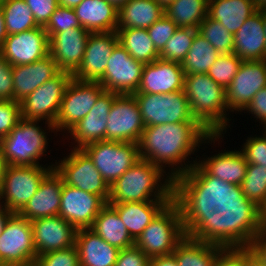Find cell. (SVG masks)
Masks as SVG:
<instances>
[{
	"label": "cell",
	"mask_w": 266,
	"mask_h": 266,
	"mask_svg": "<svg viewBox=\"0 0 266 266\" xmlns=\"http://www.w3.org/2000/svg\"><path fill=\"white\" fill-rule=\"evenodd\" d=\"M222 137L224 134H210L198 122L146 126L138 142L139 156L140 159L150 161L163 170L165 167H172L167 173L175 179L197 163L196 159L192 163L185 161L199 150L200 144H212L218 141L217 139H223Z\"/></svg>",
	"instance_id": "1"
},
{
	"label": "cell",
	"mask_w": 266,
	"mask_h": 266,
	"mask_svg": "<svg viewBox=\"0 0 266 266\" xmlns=\"http://www.w3.org/2000/svg\"><path fill=\"white\" fill-rule=\"evenodd\" d=\"M173 200L182 216H209L215 209L260 208L247 199L241 185L209 175L198 163L174 179Z\"/></svg>",
	"instance_id": "2"
},
{
	"label": "cell",
	"mask_w": 266,
	"mask_h": 266,
	"mask_svg": "<svg viewBox=\"0 0 266 266\" xmlns=\"http://www.w3.org/2000/svg\"><path fill=\"white\" fill-rule=\"evenodd\" d=\"M186 236L206 243L229 247H250L265 226L261 208H234L209 216H182Z\"/></svg>",
	"instance_id": "3"
},
{
	"label": "cell",
	"mask_w": 266,
	"mask_h": 266,
	"mask_svg": "<svg viewBox=\"0 0 266 266\" xmlns=\"http://www.w3.org/2000/svg\"><path fill=\"white\" fill-rule=\"evenodd\" d=\"M173 190L174 179L166 170L140 159L110 186L108 204L172 201Z\"/></svg>",
	"instance_id": "4"
},
{
	"label": "cell",
	"mask_w": 266,
	"mask_h": 266,
	"mask_svg": "<svg viewBox=\"0 0 266 266\" xmlns=\"http://www.w3.org/2000/svg\"><path fill=\"white\" fill-rule=\"evenodd\" d=\"M183 90L193 118L210 134H225L231 120L226 89L206 73L185 75Z\"/></svg>",
	"instance_id": "5"
},
{
	"label": "cell",
	"mask_w": 266,
	"mask_h": 266,
	"mask_svg": "<svg viewBox=\"0 0 266 266\" xmlns=\"http://www.w3.org/2000/svg\"><path fill=\"white\" fill-rule=\"evenodd\" d=\"M186 237L179 205L168 203L134 241L149 258L169 255Z\"/></svg>",
	"instance_id": "6"
},
{
	"label": "cell",
	"mask_w": 266,
	"mask_h": 266,
	"mask_svg": "<svg viewBox=\"0 0 266 266\" xmlns=\"http://www.w3.org/2000/svg\"><path fill=\"white\" fill-rule=\"evenodd\" d=\"M39 122L21 118L9 134L0 139L6 165H40L39 159L47 152L49 138L39 126Z\"/></svg>",
	"instance_id": "7"
},
{
	"label": "cell",
	"mask_w": 266,
	"mask_h": 266,
	"mask_svg": "<svg viewBox=\"0 0 266 266\" xmlns=\"http://www.w3.org/2000/svg\"><path fill=\"white\" fill-rule=\"evenodd\" d=\"M72 74L60 71L55 77L36 88L21 102V117L28 120H46L48 130L55 131L62 98Z\"/></svg>",
	"instance_id": "8"
},
{
	"label": "cell",
	"mask_w": 266,
	"mask_h": 266,
	"mask_svg": "<svg viewBox=\"0 0 266 266\" xmlns=\"http://www.w3.org/2000/svg\"><path fill=\"white\" fill-rule=\"evenodd\" d=\"M146 126L166 123L197 122L191 115L184 90L167 94L134 93Z\"/></svg>",
	"instance_id": "9"
},
{
	"label": "cell",
	"mask_w": 266,
	"mask_h": 266,
	"mask_svg": "<svg viewBox=\"0 0 266 266\" xmlns=\"http://www.w3.org/2000/svg\"><path fill=\"white\" fill-rule=\"evenodd\" d=\"M82 150L109 186L140 160L138 144L133 142L102 140L88 144Z\"/></svg>",
	"instance_id": "10"
},
{
	"label": "cell",
	"mask_w": 266,
	"mask_h": 266,
	"mask_svg": "<svg viewBox=\"0 0 266 266\" xmlns=\"http://www.w3.org/2000/svg\"><path fill=\"white\" fill-rule=\"evenodd\" d=\"M54 168V164L47 166H11L6 165L1 193L6 209L12 213H19L36 193L44 177Z\"/></svg>",
	"instance_id": "11"
},
{
	"label": "cell",
	"mask_w": 266,
	"mask_h": 266,
	"mask_svg": "<svg viewBox=\"0 0 266 266\" xmlns=\"http://www.w3.org/2000/svg\"><path fill=\"white\" fill-rule=\"evenodd\" d=\"M58 162H55L54 169L64 184L98 195L108 203L110 186L82 149L72 148L69 155Z\"/></svg>",
	"instance_id": "12"
},
{
	"label": "cell",
	"mask_w": 266,
	"mask_h": 266,
	"mask_svg": "<svg viewBox=\"0 0 266 266\" xmlns=\"http://www.w3.org/2000/svg\"><path fill=\"white\" fill-rule=\"evenodd\" d=\"M36 257L31 221L14 213L0 236V266H31Z\"/></svg>",
	"instance_id": "13"
},
{
	"label": "cell",
	"mask_w": 266,
	"mask_h": 266,
	"mask_svg": "<svg viewBox=\"0 0 266 266\" xmlns=\"http://www.w3.org/2000/svg\"><path fill=\"white\" fill-rule=\"evenodd\" d=\"M104 91L98 81H81L72 78L66 87L54 124L56 132L63 130L66 132L74 127L90 112Z\"/></svg>",
	"instance_id": "14"
},
{
	"label": "cell",
	"mask_w": 266,
	"mask_h": 266,
	"mask_svg": "<svg viewBox=\"0 0 266 266\" xmlns=\"http://www.w3.org/2000/svg\"><path fill=\"white\" fill-rule=\"evenodd\" d=\"M144 128L135 97L118 94L109 111L106 140L138 144Z\"/></svg>",
	"instance_id": "15"
},
{
	"label": "cell",
	"mask_w": 266,
	"mask_h": 266,
	"mask_svg": "<svg viewBox=\"0 0 266 266\" xmlns=\"http://www.w3.org/2000/svg\"><path fill=\"white\" fill-rule=\"evenodd\" d=\"M144 65L131 57L118 43L111 53L104 75L98 82L106 91L132 95L137 92Z\"/></svg>",
	"instance_id": "16"
},
{
	"label": "cell",
	"mask_w": 266,
	"mask_h": 266,
	"mask_svg": "<svg viewBox=\"0 0 266 266\" xmlns=\"http://www.w3.org/2000/svg\"><path fill=\"white\" fill-rule=\"evenodd\" d=\"M266 87V60L242 61L231 84L226 89L229 111L242 112L254 95Z\"/></svg>",
	"instance_id": "17"
},
{
	"label": "cell",
	"mask_w": 266,
	"mask_h": 266,
	"mask_svg": "<svg viewBox=\"0 0 266 266\" xmlns=\"http://www.w3.org/2000/svg\"><path fill=\"white\" fill-rule=\"evenodd\" d=\"M107 203L98 195L63 183L59 216L76 230L91 228L96 216Z\"/></svg>",
	"instance_id": "18"
},
{
	"label": "cell",
	"mask_w": 266,
	"mask_h": 266,
	"mask_svg": "<svg viewBox=\"0 0 266 266\" xmlns=\"http://www.w3.org/2000/svg\"><path fill=\"white\" fill-rule=\"evenodd\" d=\"M12 66L31 64L49 55V37L44 27L9 34L0 51Z\"/></svg>",
	"instance_id": "19"
},
{
	"label": "cell",
	"mask_w": 266,
	"mask_h": 266,
	"mask_svg": "<svg viewBox=\"0 0 266 266\" xmlns=\"http://www.w3.org/2000/svg\"><path fill=\"white\" fill-rule=\"evenodd\" d=\"M118 43L116 32H90L82 63L73 78L98 81L104 75L111 53Z\"/></svg>",
	"instance_id": "20"
},
{
	"label": "cell",
	"mask_w": 266,
	"mask_h": 266,
	"mask_svg": "<svg viewBox=\"0 0 266 266\" xmlns=\"http://www.w3.org/2000/svg\"><path fill=\"white\" fill-rule=\"evenodd\" d=\"M90 32L82 26L49 37V55L60 71L74 74L80 67Z\"/></svg>",
	"instance_id": "21"
},
{
	"label": "cell",
	"mask_w": 266,
	"mask_h": 266,
	"mask_svg": "<svg viewBox=\"0 0 266 266\" xmlns=\"http://www.w3.org/2000/svg\"><path fill=\"white\" fill-rule=\"evenodd\" d=\"M31 227L37 256L75 245L77 230L59 215L32 220Z\"/></svg>",
	"instance_id": "22"
},
{
	"label": "cell",
	"mask_w": 266,
	"mask_h": 266,
	"mask_svg": "<svg viewBox=\"0 0 266 266\" xmlns=\"http://www.w3.org/2000/svg\"><path fill=\"white\" fill-rule=\"evenodd\" d=\"M118 94L104 91L97 99L90 112L80 120L68 133L74 139V149H82L84 146L106 140V126L110 108Z\"/></svg>",
	"instance_id": "23"
},
{
	"label": "cell",
	"mask_w": 266,
	"mask_h": 266,
	"mask_svg": "<svg viewBox=\"0 0 266 266\" xmlns=\"http://www.w3.org/2000/svg\"><path fill=\"white\" fill-rule=\"evenodd\" d=\"M185 72L177 62L156 59L145 64L136 93L167 94L184 89Z\"/></svg>",
	"instance_id": "24"
},
{
	"label": "cell",
	"mask_w": 266,
	"mask_h": 266,
	"mask_svg": "<svg viewBox=\"0 0 266 266\" xmlns=\"http://www.w3.org/2000/svg\"><path fill=\"white\" fill-rule=\"evenodd\" d=\"M63 179L53 168L41 181L36 193L18 213L28 221L57 216L61 204Z\"/></svg>",
	"instance_id": "25"
},
{
	"label": "cell",
	"mask_w": 266,
	"mask_h": 266,
	"mask_svg": "<svg viewBox=\"0 0 266 266\" xmlns=\"http://www.w3.org/2000/svg\"><path fill=\"white\" fill-rule=\"evenodd\" d=\"M59 72L57 63L50 55L31 64L12 66L13 100L21 102Z\"/></svg>",
	"instance_id": "26"
},
{
	"label": "cell",
	"mask_w": 266,
	"mask_h": 266,
	"mask_svg": "<svg viewBox=\"0 0 266 266\" xmlns=\"http://www.w3.org/2000/svg\"><path fill=\"white\" fill-rule=\"evenodd\" d=\"M233 53L243 61L266 60L264 11L253 13L235 33Z\"/></svg>",
	"instance_id": "27"
},
{
	"label": "cell",
	"mask_w": 266,
	"mask_h": 266,
	"mask_svg": "<svg viewBox=\"0 0 266 266\" xmlns=\"http://www.w3.org/2000/svg\"><path fill=\"white\" fill-rule=\"evenodd\" d=\"M75 245L80 266H115L120 252L90 228L76 231Z\"/></svg>",
	"instance_id": "28"
},
{
	"label": "cell",
	"mask_w": 266,
	"mask_h": 266,
	"mask_svg": "<svg viewBox=\"0 0 266 266\" xmlns=\"http://www.w3.org/2000/svg\"><path fill=\"white\" fill-rule=\"evenodd\" d=\"M80 25L89 32H116L118 9L106 0H83L74 8Z\"/></svg>",
	"instance_id": "29"
},
{
	"label": "cell",
	"mask_w": 266,
	"mask_h": 266,
	"mask_svg": "<svg viewBox=\"0 0 266 266\" xmlns=\"http://www.w3.org/2000/svg\"><path fill=\"white\" fill-rule=\"evenodd\" d=\"M171 201H144L109 204L119 215L135 241L154 217Z\"/></svg>",
	"instance_id": "30"
},
{
	"label": "cell",
	"mask_w": 266,
	"mask_h": 266,
	"mask_svg": "<svg viewBox=\"0 0 266 266\" xmlns=\"http://www.w3.org/2000/svg\"><path fill=\"white\" fill-rule=\"evenodd\" d=\"M221 151L197 163L211 176L230 184L241 185L245 178L248 163L241 151ZM223 152V153H222Z\"/></svg>",
	"instance_id": "31"
},
{
	"label": "cell",
	"mask_w": 266,
	"mask_h": 266,
	"mask_svg": "<svg viewBox=\"0 0 266 266\" xmlns=\"http://www.w3.org/2000/svg\"><path fill=\"white\" fill-rule=\"evenodd\" d=\"M256 11L253 0H209L207 16L235 35Z\"/></svg>",
	"instance_id": "32"
},
{
	"label": "cell",
	"mask_w": 266,
	"mask_h": 266,
	"mask_svg": "<svg viewBox=\"0 0 266 266\" xmlns=\"http://www.w3.org/2000/svg\"><path fill=\"white\" fill-rule=\"evenodd\" d=\"M164 13L155 0H130L118 9L117 29H148Z\"/></svg>",
	"instance_id": "33"
},
{
	"label": "cell",
	"mask_w": 266,
	"mask_h": 266,
	"mask_svg": "<svg viewBox=\"0 0 266 266\" xmlns=\"http://www.w3.org/2000/svg\"><path fill=\"white\" fill-rule=\"evenodd\" d=\"M90 229L120 250L134 246V240L123 221L108 203L100 210Z\"/></svg>",
	"instance_id": "34"
},
{
	"label": "cell",
	"mask_w": 266,
	"mask_h": 266,
	"mask_svg": "<svg viewBox=\"0 0 266 266\" xmlns=\"http://www.w3.org/2000/svg\"><path fill=\"white\" fill-rule=\"evenodd\" d=\"M224 247L197 241L186 236L173 251L178 266H214L218 253Z\"/></svg>",
	"instance_id": "35"
},
{
	"label": "cell",
	"mask_w": 266,
	"mask_h": 266,
	"mask_svg": "<svg viewBox=\"0 0 266 266\" xmlns=\"http://www.w3.org/2000/svg\"><path fill=\"white\" fill-rule=\"evenodd\" d=\"M119 44L135 60L144 64L159 59V52L156 50L153 41L149 37L147 29L127 28L116 30Z\"/></svg>",
	"instance_id": "36"
},
{
	"label": "cell",
	"mask_w": 266,
	"mask_h": 266,
	"mask_svg": "<svg viewBox=\"0 0 266 266\" xmlns=\"http://www.w3.org/2000/svg\"><path fill=\"white\" fill-rule=\"evenodd\" d=\"M209 0H176L165 9V15L177 27L198 29L207 17Z\"/></svg>",
	"instance_id": "37"
},
{
	"label": "cell",
	"mask_w": 266,
	"mask_h": 266,
	"mask_svg": "<svg viewBox=\"0 0 266 266\" xmlns=\"http://www.w3.org/2000/svg\"><path fill=\"white\" fill-rule=\"evenodd\" d=\"M220 53L196 33L184 61L181 63L185 75L206 74L215 63Z\"/></svg>",
	"instance_id": "38"
},
{
	"label": "cell",
	"mask_w": 266,
	"mask_h": 266,
	"mask_svg": "<svg viewBox=\"0 0 266 266\" xmlns=\"http://www.w3.org/2000/svg\"><path fill=\"white\" fill-rule=\"evenodd\" d=\"M0 6L8 35L39 27L25 0H6Z\"/></svg>",
	"instance_id": "39"
},
{
	"label": "cell",
	"mask_w": 266,
	"mask_h": 266,
	"mask_svg": "<svg viewBox=\"0 0 266 266\" xmlns=\"http://www.w3.org/2000/svg\"><path fill=\"white\" fill-rule=\"evenodd\" d=\"M198 33L203 36L220 54L233 53L234 35L208 16L200 23Z\"/></svg>",
	"instance_id": "40"
},
{
	"label": "cell",
	"mask_w": 266,
	"mask_h": 266,
	"mask_svg": "<svg viewBox=\"0 0 266 266\" xmlns=\"http://www.w3.org/2000/svg\"><path fill=\"white\" fill-rule=\"evenodd\" d=\"M241 188L247 199L262 208L266 202V167L248 164Z\"/></svg>",
	"instance_id": "41"
},
{
	"label": "cell",
	"mask_w": 266,
	"mask_h": 266,
	"mask_svg": "<svg viewBox=\"0 0 266 266\" xmlns=\"http://www.w3.org/2000/svg\"><path fill=\"white\" fill-rule=\"evenodd\" d=\"M198 29L178 27L173 36L166 42L164 49L159 53L160 59L182 63L189 51Z\"/></svg>",
	"instance_id": "42"
},
{
	"label": "cell",
	"mask_w": 266,
	"mask_h": 266,
	"mask_svg": "<svg viewBox=\"0 0 266 266\" xmlns=\"http://www.w3.org/2000/svg\"><path fill=\"white\" fill-rule=\"evenodd\" d=\"M242 59L234 53L220 54L207 74L223 88L231 84L242 64Z\"/></svg>",
	"instance_id": "43"
},
{
	"label": "cell",
	"mask_w": 266,
	"mask_h": 266,
	"mask_svg": "<svg viewBox=\"0 0 266 266\" xmlns=\"http://www.w3.org/2000/svg\"><path fill=\"white\" fill-rule=\"evenodd\" d=\"M81 25L76 17L73 8L58 6L55 12L51 15L50 20L44 27L48 37L54 33L68 31L72 28H80Z\"/></svg>",
	"instance_id": "44"
},
{
	"label": "cell",
	"mask_w": 266,
	"mask_h": 266,
	"mask_svg": "<svg viewBox=\"0 0 266 266\" xmlns=\"http://www.w3.org/2000/svg\"><path fill=\"white\" fill-rule=\"evenodd\" d=\"M33 266H80L76 245L63 250H55L35 258Z\"/></svg>",
	"instance_id": "45"
},
{
	"label": "cell",
	"mask_w": 266,
	"mask_h": 266,
	"mask_svg": "<svg viewBox=\"0 0 266 266\" xmlns=\"http://www.w3.org/2000/svg\"><path fill=\"white\" fill-rule=\"evenodd\" d=\"M177 28L176 24L164 15L147 29L149 37L159 53L164 49L166 42L173 36Z\"/></svg>",
	"instance_id": "46"
},
{
	"label": "cell",
	"mask_w": 266,
	"mask_h": 266,
	"mask_svg": "<svg viewBox=\"0 0 266 266\" xmlns=\"http://www.w3.org/2000/svg\"><path fill=\"white\" fill-rule=\"evenodd\" d=\"M240 151L248 164L266 167V132L259 137H248Z\"/></svg>",
	"instance_id": "47"
},
{
	"label": "cell",
	"mask_w": 266,
	"mask_h": 266,
	"mask_svg": "<svg viewBox=\"0 0 266 266\" xmlns=\"http://www.w3.org/2000/svg\"><path fill=\"white\" fill-rule=\"evenodd\" d=\"M21 118L20 102L0 100V139L7 136Z\"/></svg>",
	"instance_id": "48"
},
{
	"label": "cell",
	"mask_w": 266,
	"mask_h": 266,
	"mask_svg": "<svg viewBox=\"0 0 266 266\" xmlns=\"http://www.w3.org/2000/svg\"><path fill=\"white\" fill-rule=\"evenodd\" d=\"M214 266H248V247L223 248L218 253Z\"/></svg>",
	"instance_id": "49"
},
{
	"label": "cell",
	"mask_w": 266,
	"mask_h": 266,
	"mask_svg": "<svg viewBox=\"0 0 266 266\" xmlns=\"http://www.w3.org/2000/svg\"><path fill=\"white\" fill-rule=\"evenodd\" d=\"M33 17L40 27H45L51 15L59 6L58 0H25Z\"/></svg>",
	"instance_id": "50"
},
{
	"label": "cell",
	"mask_w": 266,
	"mask_h": 266,
	"mask_svg": "<svg viewBox=\"0 0 266 266\" xmlns=\"http://www.w3.org/2000/svg\"><path fill=\"white\" fill-rule=\"evenodd\" d=\"M115 266H150V258L134 245L120 250Z\"/></svg>",
	"instance_id": "51"
},
{
	"label": "cell",
	"mask_w": 266,
	"mask_h": 266,
	"mask_svg": "<svg viewBox=\"0 0 266 266\" xmlns=\"http://www.w3.org/2000/svg\"><path fill=\"white\" fill-rule=\"evenodd\" d=\"M12 65L0 52V100H13Z\"/></svg>",
	"instance_id": "52"
},
{
	"label": "cell",
	"mask_w": 266,
	"mask_h": 266,
	"mask_svg": "<svg viewBox=\"0 0 266 266\" xmlns=\"http://www.w3.org/2000/svg\"><path fill=\"white\" fill-rule=\"evenodd\" d=\"M244 111L251 114L260 120L264 128L266 127V87L259 90L252 98L250 104Z\"/></svg>",
	"instance_id": "53"
},
{
	"label": "cell",
	"mask_w": 266,
	"mask_h": 266,
	"mask_svg": "<svg viewBox=\"0 0 266 266\" xmlns=\"http://www.w3.org/2000/svg\"><path fill=\"white\" fill-rule=\"evenodd\" d=\"M250 248L254 254L266 265V226L255 237Z\"/></svg>",
	"instance_id": "54"
},
{
	"label": "cell",
	"mask_w": 266,
	"mask_h": 266,
	"mask_svg": "<svg viewBox=\"0 0 266 266\" xmlns=\"http://www.w3.org/2000/svg\"><path fill=\"white\" fill-rule=\"evenodd\" d=\"M150 266H178L175 255H162L150 258Z\"/></svg>",
	"instance_id": "55"
},
{
	"label": "cell",
	"mask_w": 266,
	"mask_h": 266,
	"mask_svg": "<svg viewBox=\"0 0 266 266\" xmlns=\"http://www.w3.org/2000/svg\"><path fill=\"white\" fill-rule=\"evenodd\" d=\"M8 36L5 26L3 9L0 6V51L3 48L6 37Z\"/></svg>",
	"instance_id": "56"
},
{
	"label": "cell",
	"mask_w": 266,
	"mask_h": 266,
	"mask_svg": "<svg viewBox=\"0 0 266 266\" xmlns=\"http://www.w3.org/2000/svg\"><path fill=\"white\" fill-rule=\"evenodd\" d=\"M248 266H266L250 247H248Z\"/></svg>",
	"instance_id": "57"
},
{
	"label": "cell",
	"mask_w": 266,
	"mask_h": 266,
	"mask_svg": "<svg viewBox=\"0 0 266 266\" xmlns=\"http://www.w3.org/2000/svg\"><path fill=\"white\" fill-rule=\"evenodd\" d=\"M82 1L83 0H58L60 6L73 9L78 6Z\"/></svg>",
	"instance_id": "58"
},
{
	"label": "cell",
	"mask_w": 266,
	"mask_h": 266,
	"mask_svg": "<svg viewBox=\"0 0 266 266\" xmlns=\"http://www.w3.org/2000/svg\"><path fill=\"white\" fill-rule=\"evenodd\" d=\"M13 214H0V236L4 231L5 225L8 221V219L12 216Z\"/></svg>",
	"instance_id": "59"
},
{
	"label": "cell",
	"mask_w": 266,
	"mask_h": 266,
	"mask_svg": "<svg viewBox=\"0 0 266 266\" xmlns=\"http://www.w3.org/2000/svg\"><path fill=\"white\" fill-rule=\"evenodd\" d=\"M5 168H6V163H5V160L3 159V155L1 152V148H0V189L2 185V179H3Z\"/></svg>",
	"instance_id": "60"
},
{
	"label": "cell",
	"mask_w": 266,
	"mask_h": 266,
	"mask_svg": "<svg viewBox=\"0 0 266 266\" xmlns=\"http://www.w3.org/2000/svg\"><path fill=\"white\" fill-rule=\"evenodd\" d=\"M3 200H4V198H3L2 193L0 191V214H14V213H12L6 209V205H5V202Z\"/></svg>",
	"instance_id": "61"
},
{
	"label": "cell",
	"mask_w": 266,
	"mask_h": 266,
	"mask_svg": "<svg viewBox=\"0 0 266 266\" xmlns=\"http://www.w3.org/2000/svg\"><path fill=\"white\" fill-rule=\"evenodd\" d=\"M257 10L266 11V0H253Z\"/></svg>",
	"instance_id": "62"
},
{
	"label": "cell",
	"mask_w": 266,
	"mask_h": 266,
	"mask_svg": "<svg viewBox=\"0 0 266 266\" xmlns=\"http://www.w3.org/2000/svg\"><path fill=\"white\" fill-rule=\"evenodd\" d=\"M110 3H112L117 9H119L121 6L125 5L130 0H106Z\"/></svg>",
	"instance_id": "63"
},
{
	"label": "cell",
	"mask_w": 266,
	"mask_h": 266,
	"mask_svg": "<svg viewBox=\"0 0 266 266\" xmlns=\"http://www.w3.org/2000/svg\"><path fill=\"white\" fill-rule=\"evenodd\" d=\"M164 10L176 0H155Z\"/></svg>",
	"instance_id": "64"
},
{
	"label": "cell",
	"mask_w": 266,
	"mask_h": 266,
	"mask_svg": "<svg viewBox=\"0 0 266 266\" xmlns=\"http://www.w3.org/2000/svg\"><path fill=\"white\" fill-rule=\"evenodd\" d=\"M261 218L264 225H266V202L261 208Z\"/></svg>",
	"instance_id": "65"
},
{
	"label": "cell",
	"mask_w": 266,
	"mask_h": 266,
	"mask_svg": "<svg viewBox=\"0 0 266 266\" xmlns=\"http://www.w3.org/2000/svg\"><path fill=\"white\" fill-rule=\"evenodd\" d=\"M264 32H265V39H266V11H264Z\"/></svg>",
	"instance_id": "66"
}]
</instances>
